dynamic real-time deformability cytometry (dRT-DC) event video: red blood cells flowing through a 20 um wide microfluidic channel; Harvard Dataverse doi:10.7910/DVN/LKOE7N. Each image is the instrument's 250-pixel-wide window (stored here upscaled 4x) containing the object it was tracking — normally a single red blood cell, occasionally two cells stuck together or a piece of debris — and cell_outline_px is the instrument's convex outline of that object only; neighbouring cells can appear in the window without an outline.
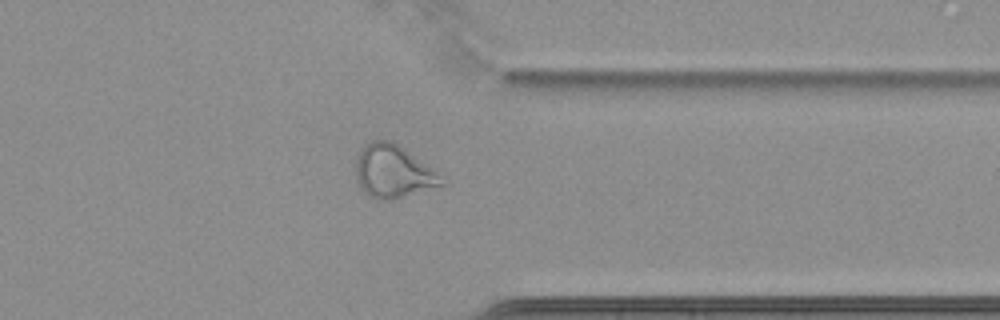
{"species": "common noctule bat (a hibernating species)", "species_latin": "Nyctalus noctula", "temperature_condition": "cold", "stored_images_in_passage": 42, "camera_frame_rate_fps": 3000, "um_per_image_px": 0.085, "animal": {"sex": "female", "body_mass_g": 22.7, "forearm_length_mm": 54.2}, "frame": {"image": 1, "passage_image": 30, "time_ms": 9.667, "image_size_px": [1000, 320], "cell_outline_px": [[448, 180], [444, 184], [400, 196], [384, 200], [376, 200], [368, 196], [360, 188], [356, 180], [356, 160], [364, 144], [372, 140], [392, 140], [404, 148], [432, 168]], "centroid_in_image_um": [33.39, 14.55], "position_along_channel_um": 378.0, "area_um2": 26.18}, "authors_computed_cell_mechanics": {"area_um2": 24.3338, "velocity_mm_per_s": 3.4758, "shape_relaxation_time_tau1_ms": null, "shape_relaxation_time_tau2_ms": 2.3942, "deformation_change_tau1": null, "deformation_change_tau2": 0.1074}}